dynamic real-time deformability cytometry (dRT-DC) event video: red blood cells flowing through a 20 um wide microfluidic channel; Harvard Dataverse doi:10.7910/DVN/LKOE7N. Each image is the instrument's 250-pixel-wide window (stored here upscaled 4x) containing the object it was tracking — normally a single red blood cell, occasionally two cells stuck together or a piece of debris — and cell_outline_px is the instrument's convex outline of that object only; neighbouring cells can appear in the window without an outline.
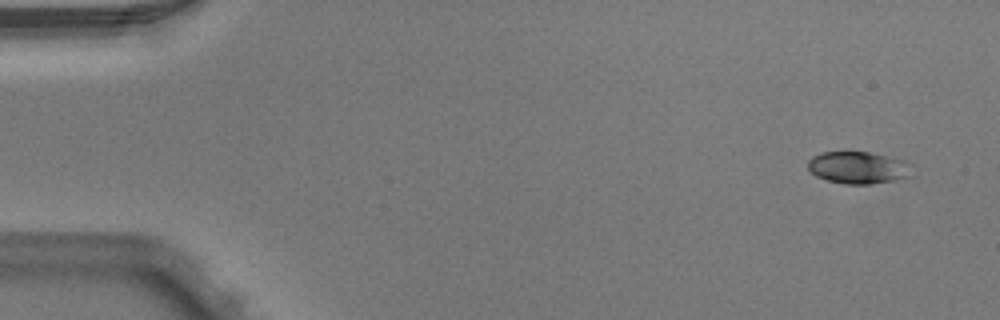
{"species": "Egyptian fruit bat (a non-hibernating species)", "species_latin": "Rousettus aegyptiacus", "temperature_condition": "warm", "stored_images_in_passage": 4, "camera_frame_rate_fps": 3000, "um_per_image_px": 0.085, "animal": {"sex": "male"}, "frame": {"image": 1, "passage_image": 1, "time_ms": 0.0, "image_size_px": [1000, 320], "cell_outline_px": [[908, 176], [892, 180], [872, 184], [844, 184], [828, 180], [816, 176], [808, 168], [808, 160], [812, 156], [820, 152], [868, 152], [908, 160]], "centroid_in_image_um": [72.89, 14.23], "position_along_channel_um": 12.1, "area_um2": 19.25}}
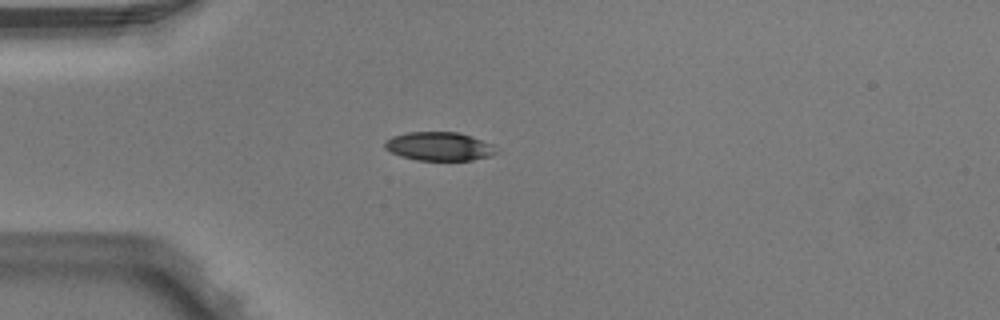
{"frame": {"image": 2, "passage_image": 4, "time_ms": 1.0, "image_size_px": [1000, 320], "cell_outline_px": [[500, 152], [492, 156], [472, 160], [416, 160], [400, 156], [384, 148], [384, 140], [392, 136], [408, 132], [456, 132], [472, 136], [492, 144]], "centroid_in_image_um": [37.34, 12.44], "position_along_channel_um": 47.7, "area_um2": 18.79}}